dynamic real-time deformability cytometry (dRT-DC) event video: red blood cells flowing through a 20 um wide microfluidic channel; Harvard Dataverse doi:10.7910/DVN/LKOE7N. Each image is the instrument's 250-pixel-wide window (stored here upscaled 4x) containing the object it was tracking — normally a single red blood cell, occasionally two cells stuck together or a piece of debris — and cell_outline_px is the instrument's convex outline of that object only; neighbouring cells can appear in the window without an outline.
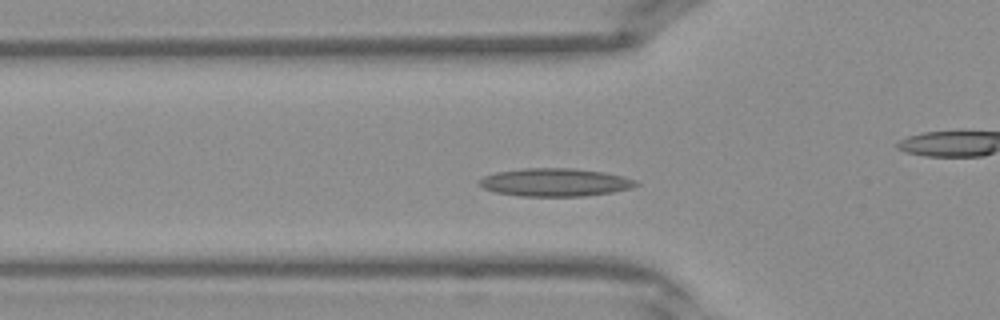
{"species": "Egyptian fruit bat (a non-hibernating species)", "species_latin": "Rousettus aegyptiacus", "temperature_condition": "warm", "stored_images_in_passage": 37, "camera_frame_rate_fps": 3000, "um_per_image_px": 0.085, "frame": {"image": 1, "passage_image": 9, "time_ms": 2.667, "image_size_px": [1000, 320], "cell_outline_px": [[640, 184], [632, 188], [612, 192], [584, 196], [520, 196], [496, 192], [484, 188], [480, 184], [480, 180], [484, 176], [496, 172], [520, 168], [572, 168], [604, 172], [624, 176], [636, 180]], "centroid_in_image_um": [47.22, 15.49], "position_along_channel_um": 78.6, "area_um2": 25.61}}
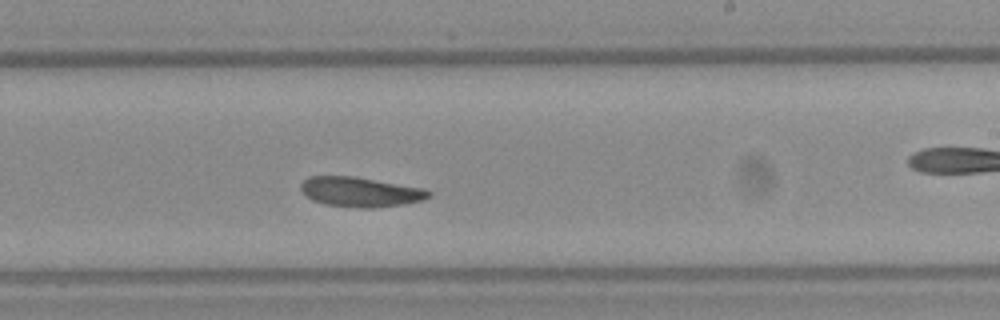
{"frame": {"image": 2, "passage_image": 20, "time_ms": 6.333, "image_size_px": [1000, 320], "cell_outline_px": [[432, 196], [424, 200], [404, 204], [372, 208], [360, 208], [324, 204], [312, 200], [300, 188], [300, 184], [308, 176], [352, 176], [424, 188], [432, 192]], "centroid_in_image_um": [30.66, 16.32], "position_along_channel_um": 258.3, "area_um2": 22.2}}
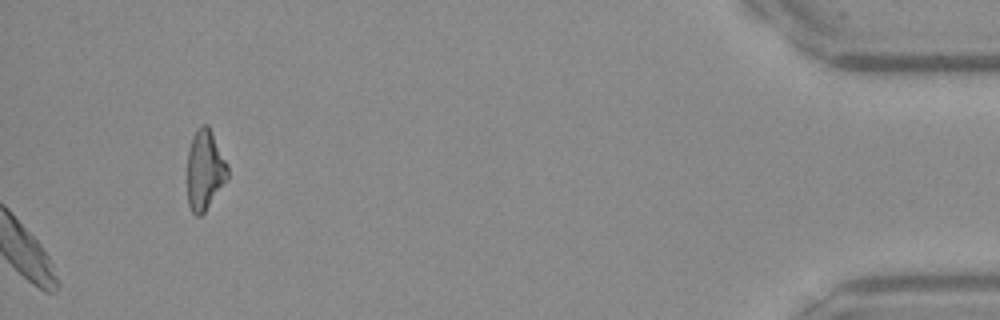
{"frame": {"image": 3, "passage_image": 37, "time_ms": 12.0, "image_size_px": [1000, 320], "cell_outline_px": [[228, 180], [204, 212], [200, 216], [196, 216], [192, 212], [188, 204], [188, 152], [192, 136], [196, 128], [200, 124], [208, 124], [228, 164]], "centroid_in_image_um": [17.42, 14.43], "position_along_channel_um": 417.8, "area_um2": 19.02}}